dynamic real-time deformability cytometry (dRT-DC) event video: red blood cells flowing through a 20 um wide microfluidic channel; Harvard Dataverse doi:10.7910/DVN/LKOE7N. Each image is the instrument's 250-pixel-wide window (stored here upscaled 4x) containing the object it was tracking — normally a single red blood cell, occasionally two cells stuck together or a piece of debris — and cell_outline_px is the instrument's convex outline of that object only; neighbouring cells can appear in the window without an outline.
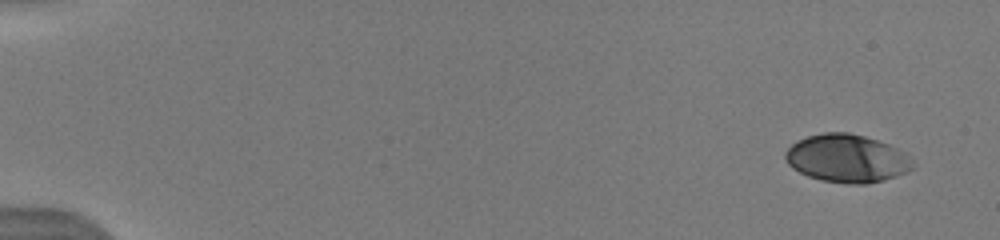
{"species": "human", "species_latin": "Homo sapiens", "temperature_condition": "warm", "stored_images_in_passage": 8, "camera_frame_rate_fps": 3000, "um_per_image_px": 0.085, "donor": {"sex": "male"}, "frame": {"image": 1, "passage_image": 1, "time_ms": 0.0, "image_size_px": [1000, 240], "cell_outline_px": [[916, 164], [908, 172], [884, 180], [868, 184], [848, 184], [820, 180], [808, 176], [792, 168], [788, 164], [784, 156], [784, 152], [796, 140], [808, 136], [824, 132], [848, 132], [864, 136], [888, 144], [896, 148], [908, 156]], "centroid_in_image_um": [71.97, 13.47], "position_along_channel_um": 13.0, "area_um2": 35.78}}
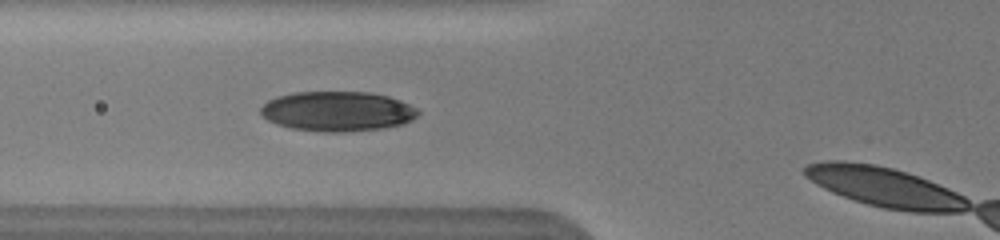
{"frame": {"image": 2, "passage_image": 7, "time_ms": 6.0, "image_size_px": [1000, 240], "cell_outline_px": [[420, 112], [412, 120], [404, 124], [384, 128], [344, 132], [324, 132], [292, 128], [276, 124], [260, 116], [260, 108], [268, 100], [276, 96], [292, 92], [372, 92], [388, 96], [400, 100], [416, 108]], "centroid_in_image_um": [28.66, 9.46], "position_along_channel_um": 97.1, "area_um2": 36.82}}